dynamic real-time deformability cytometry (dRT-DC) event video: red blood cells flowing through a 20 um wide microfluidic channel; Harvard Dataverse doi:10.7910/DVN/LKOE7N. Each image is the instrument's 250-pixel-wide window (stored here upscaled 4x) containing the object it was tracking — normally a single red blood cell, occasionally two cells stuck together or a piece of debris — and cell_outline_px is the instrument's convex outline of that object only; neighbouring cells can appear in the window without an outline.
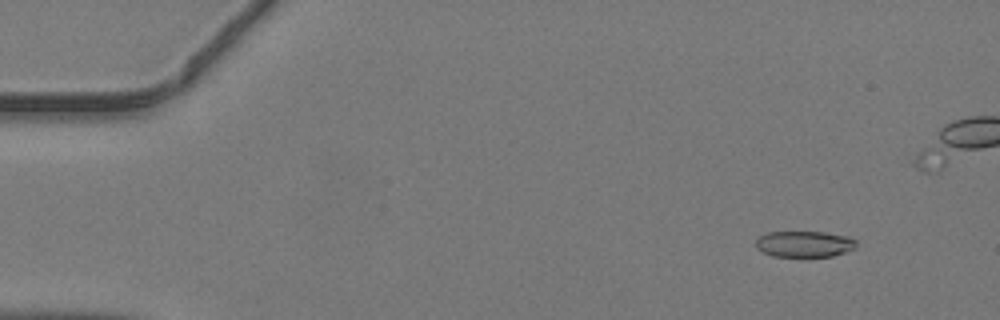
{"species": "common noctule bat (a hibernating species)", "species_latin": "Nyctalus noctula", "temperature_condition": "warm", "stored_images_in_passage": 29, "camera_frame_rate_fps": 3000, "um_per_image_px": 0.085, "animal": {"sex": "male", "body_mass_g": 19.2, "forearm_length_mm": 51.8}, "frame": {"image": 1, "passage_image": 4, "time_ms": 1.0, "image_size_px": [1000, 320], "cell_outline_px": [[856, 248], [832, 256], [772, 256], [756, 248], [756, 240], [760, 236], [768, 232], [824, 232], [848, 236], [856, 240]], "centroid_in_image_um": [68.38, 20.73], "position_along_channel_um": 16.6, "area_um2": 15.2}}
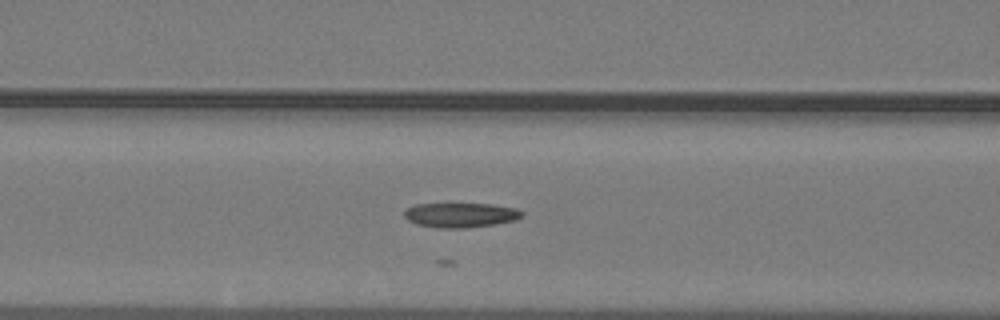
{"frame": {"image": 2, "passage_image": 19, "time_ms": 6.0, "image_size_px": [1000, 320], "cell_outline_px": [[524, 216], [516, 220], [496, 224], [464, 228], [440, 228], [416, 224], [408, 220], [404, 216], [404, 212], [408, 208], [416, 204], [492, 204], [516, 208], [524, 212]], "centroid_in_image_um": [39.19, 18.28], "position_along_channel_um": 127.4, "area_um2": 16.94}}
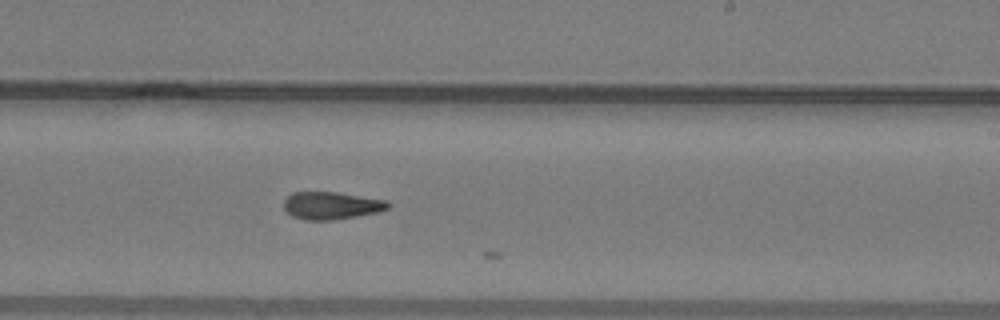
{"frame": {"image": 3, "passage_image": 28, "time_ms": 9.0, "image_size_px": [1000, 320], "cell_outline_px": [[392, 204], [388, 208], [376, 212], [356, 216], [332, 220], [304, 220], [292, 216], [284, 208], [284, 200], [292, 192], [336, 192], [388, 200]], "centroid_in_image_um": [28.17, 17.47], "position_along_channel_um": 260.8, "area_um2": 16.7}}